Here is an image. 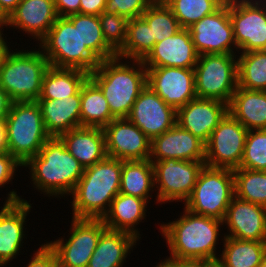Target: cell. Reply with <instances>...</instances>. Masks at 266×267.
Returning <instances> with one entry per match:
<instances>
[{
  "label": "cell",
  "mask_w": 266,
  "mask_h": 267,
  "mask_svg": "<svg viewBox=\"0 0 266 267\" xmlns=\"http://www.w3.org/2000/svg\"><path fill=\"white\" fill-rule=\"evenodd\" d=\"M70 223L68 239L58 237L46 244L55 253L58 267H87L101 233L107 227L103 219L72 217Z\"/></svg>",
  "instance_id": "obj_10"
},
{
  "label": "cell",
  "mask_w": 266,
  "mask_h": 267,
  "mask_svg": "<svg viewBox=\"0 0 266 267\" xmlns=\"http://www.w3.org/2000/svg\"><path fill=\"white\" fill-rule=\"evenodd\" d=\"M132 64V65H131ZM89 78L101 89L111 114L127 118L135 100L147 86V69L142 60L111 58L100 61Z\"/></svg>",
  "instance_id": "obj_3"
},
{
  "label": "cell",
  "mask_w": 266,
  "mask_h": 267,
  "mask_svg": "<svg viewBox=\"0 0 266 267\" xmlns=\"http://www.w3.org/2000/svg\"><path fill=\"white\" fill-rule=\"evenodd\" d=\"M154 0H107L104 12L118 14L128 20L140 17Z\"/></svg>",
  "instance_id": "obj_41"
},
{
  "label": "cell",
  "mask_w": 266,
  "mask_h": 267,
  "mask_svg": "<svg viewBox=\"0 0 266 267\" xmlns=\"http://www.w3.org/2000/svg\"><path fill=\"white\" fill-rule=\"evenodd\" d=\"M107 0H81L79 14L99 16L104 12Z\"/></svg>",
  "instance_id": "obj_46"
},
{
  "label": "cell",
  "mask_w": 266,
  "mask_h": 267,
  "mask_svg": "<svg viewBox=\"0 0 266 267\" xmlns=\"http://www.w3.org/2000/svg\"><path fill=\"white\" fill-rule=\"evenodd\" d=\"M21 197L12 189L0 207V267L17 259L23 247V239H27L26 218L31 212L32 204Z\"/></svg>",
  "instance_id": "obj_15"
},
{
  "label": "cell",
  "mask_w": 266,
  "mask_h": 267,
  "mask_svg": "<svg viewBox=\"0 0 266 267\" xmlns=\"http://www.w3.org/2000/svg\"><path fill=\"white\" fill-rule=\"evenodd\" d=\"M227 113L228 104L196 97L177 110L176 123L206 143Z\"/></svg>",
  "instance_id": "obj_20"
},
{
  "label": "cell",
  "mask_w": 266,
  "mask_h": 267,
  "mask_svg": "<svg viewBox=\"0 0 266 267\" xmlns=\"http://www.w3.org/2000/svg\"><path fill=\"white\" fill-rule=\"evenodd\" d=\"M81 0H54L55 8L59 17H67L78 14Z\"/></svg>",
  "instance_id": "obj_45"
},
{
  "label": "cell",
  "mask_w": 266,
  "mask_h": 267,
  "mask_svg": "<svg viewBox=\"0 0 266 267\" xmlns=\"http://www.w3.org/2000/svg\"><path fill=\"white\" fill-rule=\"evenodd\" d=\"M183 215L175 221L161 223L160 234L165 238L171 258L202 259L216 262L217 244L223 221L197 215L183 208ZM219 256V257H218Z\"/></svg>",
  "instance_id": "obj_1"
},
{
  "label": "cell",
  "mask_w": 266,
  "mask_h": 267,
  "mask_svg": "<svg viewBox=\"0 0 266 267\" xmlns=\"http://www.w3.org/2000/svg\"><path fill=\"white\" fill-rule=\"evenodd\" d=\"M122 161L106 157L84 169L78 184L70 194L72 217L102 219L112 200L119 194Z\"/></svg>",
  "instance_id": "obj_4"
},
{
  "label": "cell",
  "mask_w": 266,
  "mask_h": 267,
  "mask_svg": "<svg viewBox=\"0 0 266 267\" xmlns=\"http://www.w3.org/2000/svg\"><path fill=\"white\" fill-rule=\"evenodd\" d=\"M13 101L10 99L9 95L0 86V121L4 120L10 111Z\"/></svg>",
  "instance_id": "obj_47"
},
{
  "label": "cell",
  "mask_w": 266,
  "mask_h": 267,
  "mask_svg": "<svg viewBox=\"0 0 266 267\" xmlns=\"http://www.w3.org/2000/svg\"><path fill=\"white\" fill-rule=\"evenodd\" d=\"M7 151L6 125L4 120L0 121V153Z\"/></svg>",
  "instance_id": "obj_50"
},
{
  "label": "cell",
  "mask_w": 266,
  "mask_h": 267,
  "mask_svg": "<svg viewBox=\"0 0 266 267\" xmlns=\"http://www.w3.org/2000/svg\"><path fill=\"white\" fill-rule=\"evenodd\" d=\"M228 113L248 131L266 129V91L237 86L228 104Z\"/></svg>",
  "instance_id": "obj_28"
},
{
  "label": "cell",
  "mask_w": 266,
  "mask_h": 267,
  "mask_svg": "<svg viewBox=\"0 0 266 267\" xmlns=\"http://www.w3.org/2000/svg\"><path fill=\"white\" fill-rule=\"evenodd\" d=\"M164 159L205 161V143L176 123L151 140L149 160Z\"/></svg>",
  "instance_id": "obj_21"
},
{
  "label": "cell",
  "mask_w": 266,
  "mask_h": 267,
  "mask_svg": "<svg viewBox=\"0 0 266 267\" xmlns=\"http://www.w3.org/2000/svg\"><path fill=\"white\" fill-rule=\"evenodd\" d=\"M155 45L151 28L140 16L128 20L127 38L123 48L117 53L124 60H143Z\"/></svg>",
  "instance_id": "obj_33"
},
{
  "label": "cell",
  "mask_w": 266,
  "mask_h": 267,
  "mask_svg": "<svg viewBox=\"0 0 266 267\" xmlns=\"http://www.w3.org/2000/svg\"><path fill=\"white\" fill-rule=\"evenodd\" d=\"M107 156L121 161L150 158L151 140L128 118H115L103 128Z\"/></svg>",
  "instance_id": "obj_17"
},
{
  "label": "cell",
  "mask_w": 266,
  "mask_h": 267,
  "mask_svg": "<svg viewBox=\"0 0 266 267\" xmlns=\"http://www.w3.org/2000/svg\"><path fill=\"white\" fill-rule=\"evenodd\" d=\"M12 49L0 65V86L15 101H37L49 62L40 48Z\"/></svg>",
  "instance_id": "obj_6"
},
{
  "label": "cell",
  "mask_w": 266,
  "mask_h": 267,
  "mask_svg": "<svg viewBox=\"0 0 266 267\" xmlns=\"http://www.w3.org/2000/svg\"><path fill=\"white\" fill-rule=\"evenodd\" d=\"M147 204V200L119 193L102 219L107 229L129 232L141 239L136 226L146 218Z\"/></svg>",
  "instance_id": "obj_26"
},
{
  "label": "cell",
  "mask_w": 266,
  "mask_h": 267,
  "mask_svg": "<svg viewBox=\"0 0 266 267\" xmlns=\"http://www.w3.org/2000/svg\"><path fill=\"white\" fill-rule=\"evenodd\" d=\"M21 0H0V5L5 13L9 16Z\"/></svg>",
  "instance_id": "obj_49"
},
{
  "label": "cell",
  "mask_w": 266,
  "mask_h": 267,
  "mask_svg": "<svg viewBox=\"0 0 266 267\" xmlns=\"http://www.w3.org/2000/svg\"><path fill=\"white\" fill-rule=\"evenodd\" d=\"M154 167L156 202H183L190 197L205 161L164 159L151 161Z\"/></svg>",
  "instance_id": "obj_11"
},
{
  "label": "cell",
  "mask_w": 266,
  "mask_h": 267,
  "mask_svg": "<svg viewBox=\"0 0 266 267\" xmlns=\"http://www.w3.org/2000/svg\"><path fill=\"white\" fill-rule=\"evenodd\" d=\"M147 69V85L176 111L196 98L194 68L153 67Z\"/></svg>",
  "instance_id": "obj_16"
},
{
  "label": "cell",
  "mask_w": 266,
  "mask_h": 267,
  "mask_svg": "<svg viewBox=\"0 0 266 267\" xmlns=\"http://www.w3.org/2000/svg\"><path fill=\"white\" fill-rule=\"evenodd\" d=\"M24 167L30 170L32 187L40 194L54 198L70 195L84 173V167L70 154L59 137H50Z\"/></svg>",
  "instance_id": "obj_2"
},
{
  "label": "cell",
  "mask_w": 266,
  "mask_h": 267,
  "mask_svg": "<svg viewBox=\"0 0 266 267\" xmlns=\"http://www.w3.org/2000/svg\"><path fill=\"white\" fill-rule=\"evenodd\" d=\"M38 44L49 65L53 67L75 68L90 74L100 63L81 41L79 13L58 17Z\"/></svg>",
  "instance_id": "obj_5"
},
{
  "label": "cell",
  "mask_w": 266,
  "mask_h": 267,
  "mask_svg": "<svg viewBox=\"0 0 266 267\" xmlns=\"http://www.w3.org/2000/svg\"><path fill=\"white\" fill-rule=\"evenodd\" d=\"M81 126L104 128L115 117L101 89L88 78L81 88Z\"/></svg>",
  "instance_id": "obj_32"
},
{
  "label": "cell",
  "mask_w": 266,
  "mask_h": 267,
  "mask_svg": "<svg viewBox=\"0 0 266 267\" xmlns=\"http://www.w3.org/2000/svg\"><path fill=\"white\" fill-rule=\"evenodd\" d=\"M59 138L84 169L107 157L103 128L81 126L61 134Z\"/></svg>",
  "instance_id": "obj_25"
},
{
  "label": "cell",
  "mask_w": 266,
  "mask_h": 267,
  "mask_svg": "<svg viewBox=\"0 0 266 267\" xmlns=\"http://www.w3.org/2000/svg\"><path fill=\"white\" fill-rule=\"evenodd\" d=\"M8 22H9V16L5 13V11L2 9L1 5H0V30L3 29L4 31V27L8 28Z\"/></svg>",
  "instance_id": "obj_51"
},
{
  "label": "cell",
  "mask_w": 266,
  "mask_h": 267,
  "mask_svg": "<svg viewBox=\"0 0 266 267\" xmlns=\"http://www.w3.org/2000/svg\"><path fill=\"white\" fill-rule=\"evenodd\" d=\"M99 21L106 44L117 54L127 38L128 19L118 14L102 12Z\"/></svg>",
  "instance_id": "obj_40"
},
{
  "label": "cell",
  "mask_w": 266,
  "mask_h": 267,
  "mask_svg": "<svg viewBox=\"0 0 266 267\" xmlns=\"http://www.w3.org/2000/svg\"><path fill=\"white\" fill-rule=\"evenodd\" d=\"M161 267H214L217 263L202 259H176L166 257L158 262Z\"/></svg>",
  "instance_id": "obj_44"
},
{
  "label": "cell",
  "mask_w": 266,
  "mask_h": 267,
  "mask_svg": "<svg viewBox=\"0 0 266 267\" xmlns=\"http://www.w3.org/2000/svg\"><path fill=\"white\" fill-rule=\"evenodd\" d=\"M45 129L51 137H59L72 129L81 127V90L62 99L37 100Z\"/></svg>",
  "instance_id": "obj_24"
},
{
  "label": "cell",
  "mask_w": 266,
  "mask_h": 267,
  "mask_svg": "<svg viewBox=\"0 0 266 267\" xmlns=\"http://www.w3.org/2000/svg\"><path fill=\"white\" fill-rule=\"evenodd\" d=\"M154 167L148 160L122 161L119 193L151 201L155 189Z\"/></svg>",
  "instance_id": "obj_31"
},
{
  "label": "cell",
  "mask_w": 266,
  "mask_h": 267,
  "mask_svg": "<svg viewBox=\"0 0 266 267\" xmlns=\"http://www.w3.org/2000/svg\"><path fill=\"white\" fill-rule=\"evenodd\" d=\"M30 259L26 267H58L56 255L46 243L41 244Z\"/></svg>",
  "instance_id": "obj_43"
},
{
  "label": "cell",
  "mask_w": 266,
  "mask_h": 267,
  "mask_svg": "<svg viewBox=\"0 0 266 267\" xmlns=\"http://www.w3.org/2000/svg\"><path fill=\"white\" fill-rule=\"evenodd\" d=\"M247 133L248 130L227 113L205 143V166L239 168Z\"/></svg>",
  "instance_id": "obj_13"
},
{
  "label": "cell",
  "mask_w": 266,
  "mask_h": 267,
  "mask_svg": "<svg viewBox=\"0 0 266 267\" xmlns=\"http://www.w3.org/2000/svg\"><path fill=\"white\" fill-rule=\"evenodd\" d=\"M198 58L199 54L195 49L189 29L182 28L173 36L155 43L142 62L146 68H194Z\"/></svg>",
  "instance_id": "obj_22"
},
{
  "label": "cell",
  "mask_w": 266,
  "mask_h": 267,
  "mask_svg": "<svg viewBox=\"0 0 266 267\" xmlns=\"http://www.w3.org/2000/svg\"><path fill=\"white\" fill-rule=\"evenodd\" d=\"M89 73L75 68L49 66L42 80L41 95L38 99H62L77 94Z\"/></svg>",
  "instance_id": "obj_29"
},
{
  "label": "cell",
  "mask_w": 266,
  "mask_h": 267,
  "mask_svg": "<svg viewBox=\"0 0 266 267\" xmlns=\"http://www.w3.org/2000/svg\"><path fill=\"white\" fill-rule=\"evenodd\" d=\"M234 196L233 170L204 166L184 208L194 214L223 221Z\"/></svg>",
  "instance_id": "obj_8"
},
{
  "label": "cell",
  "mask_w": 266,
  "mask_h": 267,
  "mask_svg": "<svg viewBox=\"0 0 266 267\" xmlns=\"http://www.w3.org/2000/svg\"><path fill=\"white\" fill-rule=\"evenodd\" d=\"M79 32L82 43L100 61L117 57L104 40L99 16L79 14Z\"/></svg>",
  "instance_id": "obj_38"
},
{
  "label": "cell",
  "mask_w": 266,
  "mask_h": 267,
  "mask_svg": "<svg viewBox=\"0 0 266 267\" xmlns=\"http://www.w3.org/2000/svg\"><path fill=\"white\" fill-rule=\"evenodd\" d=\"M141 16L150 26L155 43L173 36L182 29L171 9L161 1L154 0Z\"/></svg>",
  "instance_id": "obj_37"
},
{
  "label": "cell",
  "mask_w": 266,
  "mask_h": 267,
  "mask_svg": "<svg viewBox=\"0 0 266 267\" xmlns=\"http://www.w3.org/2000/svg\"><path fill=\"white\" fill-rule=\"evenodd\" d=\"M233 173L235 196L266 207V171L236 168Z\"/></svg>",
  "instance_id": "obj_35"
},
{
  "label": "cell",
  "mask_w": 266,
  "mask_h": 267,
  "mask_svg": "<svg viewBox=\"0 0 266 267\" xmlns=\"http://www.w3.org/2000/svg\"><path fill=\"white\" fill-rule=\"evenodd\" d=\"M58 17L54 0H21L9 15L8 27L18 28L39 43Z\"/></svg>",
  "instance_id": "obj_23"
},
{
  "label": "cell",
  "mask_w": 266,
  "mask_h": 267,
  "mask_svg": "<svg viewBox=\"0 0 266 267\" xmlns=\"http://www.w3.org/2000/svg\"><path fill=\"white\" fill-rule=\"evenodd\" d=\"M188 29L199 55L238 53L229 16V0Z\"/></svg>",
  "instance_id": "obj_14"
},
{
  "label": "cell",
  "mask_w": 266,
  "mask_h": 267,
  "mask_svg": "<svg viewBox=\"0 0 266 267\" xmlns=\"http://www.w3.org/2000/svg\"><path fill=\"white\" fill-rule=\"evenodd\" d=\"M139 241L133 234L105 229L100 236L87 267H123L131 250Z\"/></svg>",
  "instance_id": "obj_27"
},
{
  "label": "cell",
  "mask_w": 266,
  "mask_h": 267,
  "mask_svg": "<svg viewBox=\"0 0 266 267\" xmlns=\"http://www.w3.org/2000/svg\"><path fill=\"white\" fill-rule=\"evenodd\" d=\"M227 0H166L181 28L188 29L203 17L214 13Z\"/></svg>",
  "instance_id": "obj_36"
},
{
  "label": "cell",
  "mask_w": 266,
  "mask_h": 267,
  "mask_svg": "<svg viewBox=\"0 0 266 267\" xmlns=\"http://www.w3.org/2000/svg\"><path fill=\"white\" fill-rule=\"evenodd\" d=\"M7 151L24 165L51 137L37 101H15L4 119Z\"/></svg>",
  "instance_id": "obj_7"
},
{
  "label": "cell",
  "mask_w": 266,
  "mask_h": 267,
  "mask_svg": "<svg viewBox=\"0 0 266 267\" xmlns=\"http://www.w3.org/2000/svg\"><path fill=\"white\" fill-rule=\"evenodd\" d=\"M238 53L266 50V0H229Z\"/></svg>",
  "instance_id": "obj_12"
},
{
  "label": "cell",
  "mask_w": 266,
  "mask_h": 267,
  "mask_svg": "<svg viewBox=\"0 0 266 267\" xmlns=\"http://www.w3.org/2000/svg\"><path fill=\"white\" fill-rule=\"evenodd\" d=\"M3 31L0 30V65L2 64V62L4 61V58L6 57L7 53L11 50V47H9L11 44V42H7V38L5 36H3ZM8 43V44H7Z\"/></svg>",
  "instance_id": "obj_48"
},
{
  "label": "cell",
  "mask_w": 266,
  "mask_h": 267,
  "mask_svg": "<svg viewBox=\"0 0 266 267\" xmlns=\"http://www.w3.org/2000/svg\"><path fill=\"white\" fill-rule=\"evenodd\" d=\"M224 226L228 228L224 236L266 241V207L234 196L223 219Z\"/></svg>",
  "instance_id": "obj_19"
},
{
  "label": "cell",
  "mask_w": 266,
  "mask_h": 267,
  "mask_svg": "<svg viewBox=\"0 0 266 267\" xmlns=\"http://www.w3.org/2000/svg\"><path fill=\"white\" fill-rule=\"evenodd\" d=\"M220 267H259L266 253V241L240 240L223 236Z\"/></svg>",
  "instance_id": "obj_30"
},
{
  "label": "cell",
  "mask_w": 266,
  "mask_h": 267,
  "mask_svg": "<svg viewBox=\"0 0 266 267\" xmlns=\"http://www.w3.org/2000/svg\"><path fill=\"white\" fill-rule=\"evenodd\" d=\"M177 111L148 85L135 100L128 119L152 140L176 124Z\"/></svg>",
  "instance_id": "obj_18"
},
{
  "label": "cell",
  "mask_w": 266,
  "mask_h": 267,
  "mask_svg": "<svg viewBox=\"0 0 266 267\" xmlns=\"http://www.w3.org/2000/svg\"><path fill=\"white\" fill-rule=\"evenodd\" d=\"M19 167L23 165L8 151L0 153V188L12 183Z\"/></svg>",
  "instance_id": "obj_42"
},
{
  "label": "cell",
  "mask_w": 266,
  "mask_h": 267,
  "mask_svg": "<svg viewBox=\"0 0 266 267\" xmlns=\"http://www.w3.org/2000/svg\"><path fill=\"white\" fill-rule=\"evenodd\" d=\"M239 168L266 171V129L248 131Z\"/></svg>",
  "instance_id": "obj_39"
},
{
  "label": "cell",
  "mask_w": 266,
  "mask_h": 267,
  "mask_svg": "<svg viewBox=\"0 0 266 267\" xmlns=\"http://www.w3.org/2000/svg\"><path fill=\"white\" fill-rule=\"evenodd\" d=\"M259 267H266V253L262 259V262L260 263V266Z\"/></svg>",
  "instance_id": "obj_52"
},
{
  "label": "cell",
  "mask_w": 266,
  "mask_h": 267,
  "mask_svg": "<svg viewBox=\"0 0 266 267\" xmlns=\"http://www.w3.org/2000/svg\"><path fill=\"white\" fill-rule=\"evenodd\" d=\"M236 58V54L199 55L194 67L196 96L229 104L238 86Z\"/></svg>",
  "instance_id": "obj_9"
},
{
  "label": "cell",
  "mask_w": 266,
  "mask_h": 267,
  "mask_svg": "<svg viewBox=\"0 0 266 267\" xmlns=\"http://www.w3.org/2000/svg\"><path fill=\"white\" fill-rule=\"evenodd\" d=\"M238 54V87L266 91V50Z\"/></svg>",
  "instance_id": "obj_34"
}]
</instances>
